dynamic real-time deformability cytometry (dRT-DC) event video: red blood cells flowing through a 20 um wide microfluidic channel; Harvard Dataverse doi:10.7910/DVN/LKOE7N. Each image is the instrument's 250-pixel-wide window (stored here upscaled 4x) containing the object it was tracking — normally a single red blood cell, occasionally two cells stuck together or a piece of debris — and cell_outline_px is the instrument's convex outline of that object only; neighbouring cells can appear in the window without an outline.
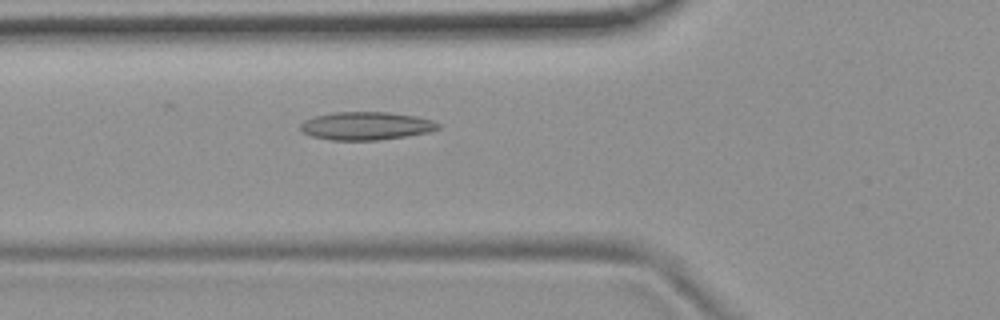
{"species": "common noctule bat (a hibernating species)", "species_latin": "Nyctalus noctula", "temperature_condition": "room temperature", "stored_images_in_passage": 53, "camera_frame_rate_fps": 3000, "um_per_image_px": 0.085, "animal": {"sex": "female", "body_mass_g": 19.9}, "frame": {"image": 1, "passage_image": 19, "time_ms": 6.0, "image_size_px": [1000, 320], "cell_outline_px": [[440, 128], [428, 132], [380, 140], [332, 140], [312, 136], [300, 132], [300, 124], [304, 120], [312, 116], [336, 112], [388, 112], [416, 116], [432, 120], [440, 124]], "centroid_in_image_um": [31.08, 10.69], "position_along_channel_um": 94.7, "area_um2": 22.6}}
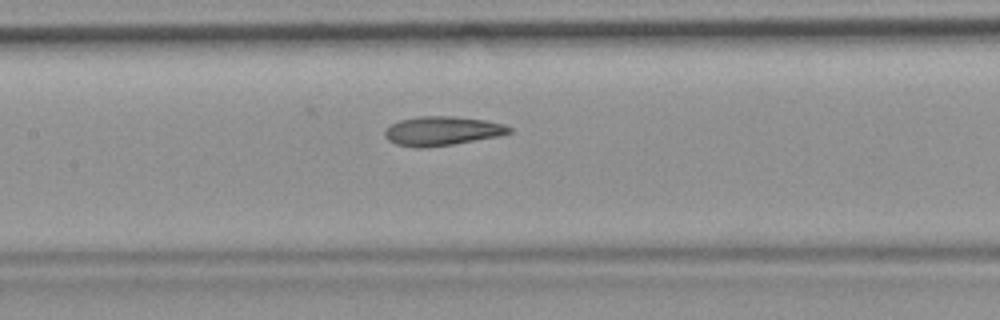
{"frame": {"image": 2, "passage_image": 25, "time_ms": 8.0, "image_size_px": [1000, 320], "cell_outline_px": [[512, 132], [500, 136], [452, 144], [424, 148], [416, 148], [396, 144], [388, 140], [384, 136], [384, 132], [392, 124], [400, 120], [420, 116], [456, 116], [484, 120], [504, 124], [512, 128]], "centroid_in_image_um": [37.59, 11.13], "position_along_channel_um": 169.8, "area_um2": 21.1}}
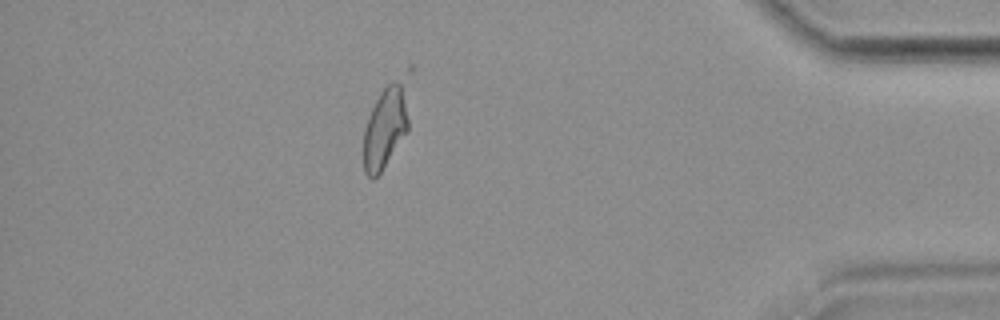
{"frame": {"image": 3, "passage_image": 47, "time_ms": 15.333, "image_size_px": [1000, 320], "cell_outline_px": [[412, 72], [408, 132], [380, 172], [372, 180], [364, 172], [364, 128], [368, 116], [380, 92], [408, 64], [412, 64]], "centroid_in_image_um": [32.94, 10.43], "position_along_channel_um": 402.3, "area_um2": 23.87}, "authors_computed_cell_mechanics": {"area_um2": 22.5998, "velocity_mm_per_s": 3.7388, "shape_relaxation_time_tau1_ms": null, "shape_relaxation_time_tau2_ms": 3.6378, "deformation_change_tau1": null, "deformation_change_tau2": 0.1175}}